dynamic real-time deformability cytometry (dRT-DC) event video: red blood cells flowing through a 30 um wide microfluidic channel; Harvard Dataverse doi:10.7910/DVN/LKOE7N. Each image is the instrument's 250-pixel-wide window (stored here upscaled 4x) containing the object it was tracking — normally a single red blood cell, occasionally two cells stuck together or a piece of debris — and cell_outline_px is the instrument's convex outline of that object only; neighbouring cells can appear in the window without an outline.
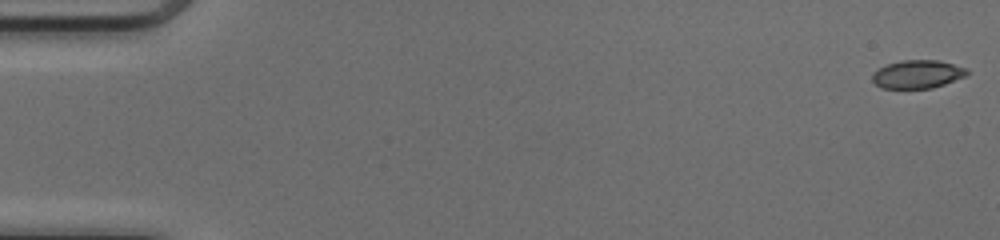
{"species": "common noctule bat (a hibernating species)", "species_latin": "Nyctalus noctula", "temperature_condition": "cold", "stored_images_in_passage": 6, "camera_frame_rate_fps": 3000, "um_per_image_px": 0.085, "animal": {"sex": "female", "body_mass_g": 17.0, "forearm_length_mm": 48.0}, "frame": {"image": 1, "passage_image": 1, "time_ms": 0.0, "image_size_px": [1000, 240], "cell_outline_px": [[968, 72], [964, 76], [944, 84], [932, 88], [880, 88], [872, 80], [872, 76], [880, 68], [888, 64], [900, 60], [936, 60], [968, 68]], "centroid_in_image_um": [77.98, 6.31], "position_along_channel_um": 7.0, "area_um2": 15.32}}